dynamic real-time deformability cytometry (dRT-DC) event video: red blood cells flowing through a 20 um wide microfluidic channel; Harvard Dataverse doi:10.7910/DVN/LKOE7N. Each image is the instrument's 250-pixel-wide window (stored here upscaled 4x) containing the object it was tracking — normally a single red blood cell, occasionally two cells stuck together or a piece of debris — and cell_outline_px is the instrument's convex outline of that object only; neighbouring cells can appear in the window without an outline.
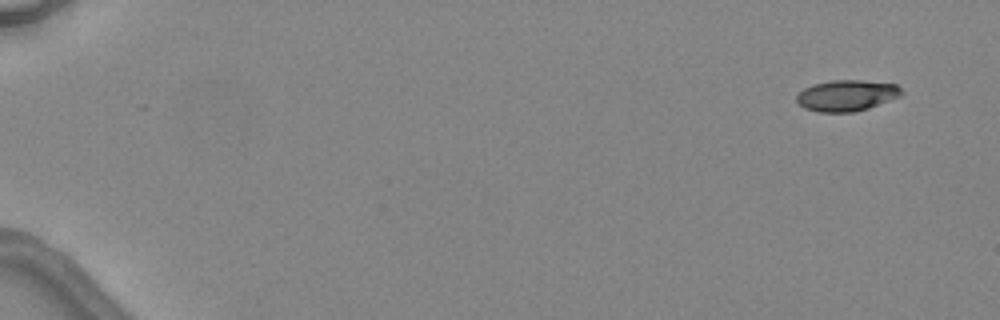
{"species": "common noctule bat (a hibernating species)", "species_latin": "Nyctalus noctula", "temperature_condition": "warm", "stored_images_in_passage": 4, "camera_frame_rate_fps": 3000, "um_per_image_px": 0.085, "animal": {"sex": "female", "body_mass_g": 24.6, "forearm_length_mm": 56.2}, "frame": {"image": 1, "passage_image": 1, "time_ms": 0.0, "image_size_px": [1000, 320], "cell_outline_px": [[904, 92], [900, 96], [868, 108], [852, 112], [820, 112], [804, 108], [796, 100], [796, 96], [804, 88], [812, 84], [832, 80], [860, 80], [896, 84]], "centroid_in_image_um": [71.96, 8.11], "position_along_channel_um": 13.0, "area_um2": 18.9}}
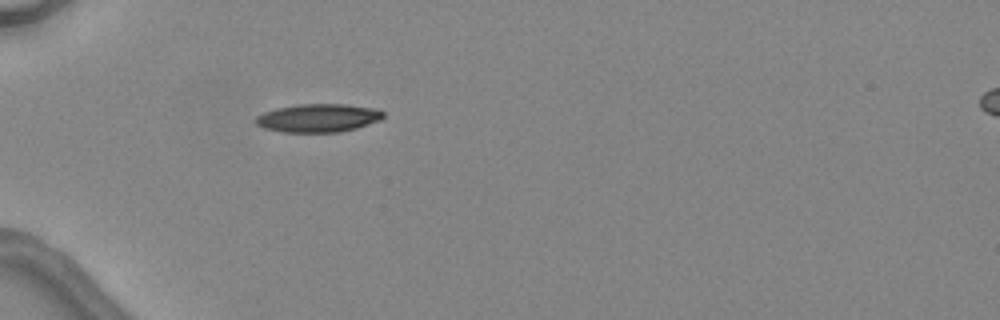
{"frame": {"image": 2, "passage_image": 4, "time_ms": 4.667, "image_size_px": [1000, 320], "cell_outline_px": [[384, 116], [380, 120], [356, 128], [340, 132], [280, 132], [264, 128], [256, 124], [256, 116], [264, 112], [276, 108], [300, 104], [344, 104], [372, 108], [384, 112]], "centroid_in_image_um": [27.03, 10.03], "position_along_channel_um": 58.0, "area_um2": 20.92}}